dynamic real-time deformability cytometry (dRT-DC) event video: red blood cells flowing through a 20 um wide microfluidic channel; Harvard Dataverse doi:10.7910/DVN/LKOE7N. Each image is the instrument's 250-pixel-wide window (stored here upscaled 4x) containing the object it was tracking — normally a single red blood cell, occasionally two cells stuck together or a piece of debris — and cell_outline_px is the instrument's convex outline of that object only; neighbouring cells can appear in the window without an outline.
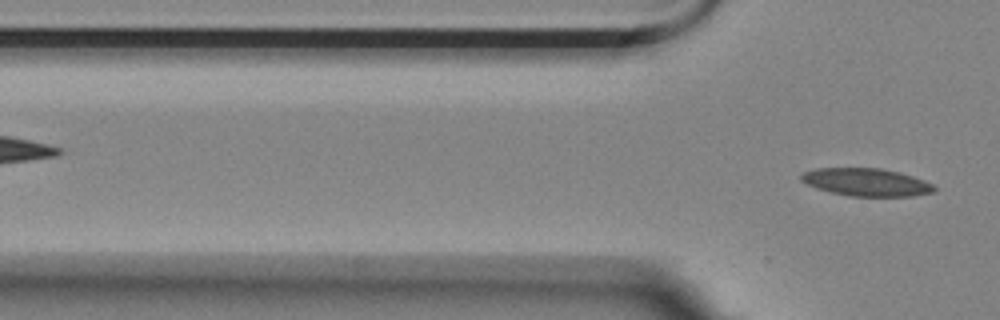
{"species": "Egyptian fruit bat (a non-hibernating species)", "species_latin": "Rousettus aegyptiacus", "temperature_condition": "room temperature", "stored_images_in_passage": 4, "segment_of_instrument_passage": [2, 2], "camera_frame_rate_fps": 3000, "um_per_image_px": 0.085, "animal": {"sex": "female"}, "frame": {"image": 1, "passage_image": 4, "time_ms": 1.0, "image_size_px": [1000, 320], "cell_outline_px": [[936, 192], [912, 196], [848, 196], [816, 188], [800, 180], [800, 176], [804, 172], [816, 168], [880, 168], [900, 172], [924, 180], [932, 184], [936, 188]], "centroid_in_image_um": [73.66, 15.48], "position_along_channel_um": 52.1, "area_um2": 21.5}}